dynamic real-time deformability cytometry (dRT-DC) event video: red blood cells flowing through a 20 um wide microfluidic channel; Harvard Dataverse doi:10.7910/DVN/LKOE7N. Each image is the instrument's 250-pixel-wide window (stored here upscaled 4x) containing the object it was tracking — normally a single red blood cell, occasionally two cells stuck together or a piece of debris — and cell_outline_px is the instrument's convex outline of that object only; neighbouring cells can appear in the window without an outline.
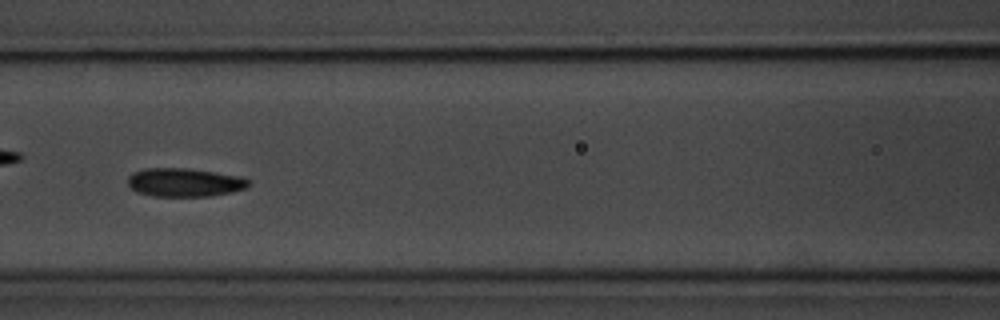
{"species": "common noctule bat (a hibernating species)", "species_latin": "Nyctalus noctula", "temperature_condition": "room temperature", "stored_images_in_passage": 9, "camera_frame_rate_fps": 3000, "um_per_image_px": 0.085, "animal": {"sex": "male", "body_mass_g": 20.1, "forearm_length_mm": 53.5}, "frame": {"image": 1, "passage_image": 7, "time_ms": 8.0, "image_size_px": [1000, 320], "cell_outline_px": [[252, 184], [248, 188], [232, 192], [208, 196], [152, 196], [136, 192], [128, 184], [128, 176], [132, 172], [148, 168], [188, 168], [244, 176]], "centroid_in_image_um": [15.73, 15.5], "position_along_channel_um": 150.9, "area_um2": 20.35}}
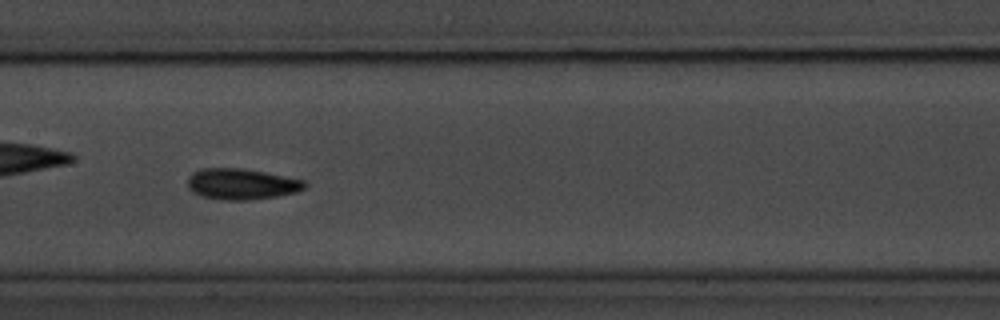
{"frame": {"image": 2, "passage_image": 8, "time_ms": 9.0, "image_size_px": [1000, 320], "cell_outline_px": [[308, 184], [304, 188], [296, 192], [276, 196], [248, 200], [220, 200], [200, 196], [192, 192], [188, 188], [188, 176], [192, 172], [200, 168], [244, 168], [304, 180]], "centroid_in_image_um": [20.48, 15.64], "position_along_channel_um": 186.9, "area_um2": 21.27}}